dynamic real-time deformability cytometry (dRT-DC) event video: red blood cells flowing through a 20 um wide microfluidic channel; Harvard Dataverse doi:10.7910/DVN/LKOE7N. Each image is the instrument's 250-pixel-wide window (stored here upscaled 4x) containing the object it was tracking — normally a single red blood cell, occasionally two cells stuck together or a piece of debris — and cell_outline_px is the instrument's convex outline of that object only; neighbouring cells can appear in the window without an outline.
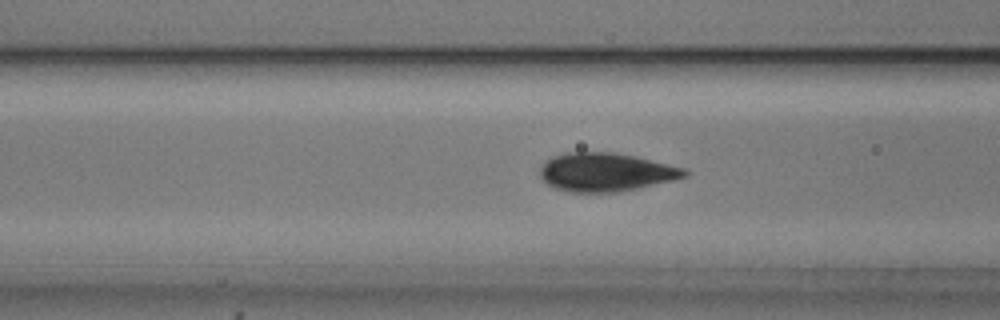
{"species": "common noctule bat (a hibernating species)", "species_latin": "Nyctalus noctula", "temperature_condition": "cold", "stored_images_in_passage": 51, "camera_frame_rate_fps": 3000, "um_per_image_px": 0.085, "animal": {"sex": "male", "body_mass_g": 20.5, "forearm_length_mm": 52.5}, "frame": {"image": 1, "passage_image": 18, "time_ms": 5.667, "image_size_px": [1000, 320], "cell_outline_px": [[692, 172], [688, 176], [672, 180], [636, 188], [616, 192], [572, 192], [556, 188], [548, 184], [540, 176], [540, 168], [552, 156], [568, 152], [612, 152], [632, 156], [688, 168]], "centroid_in_image_um": [51.53, 14.62], "position_along_channel_um": 115.1, "area_um2": 32.19}}
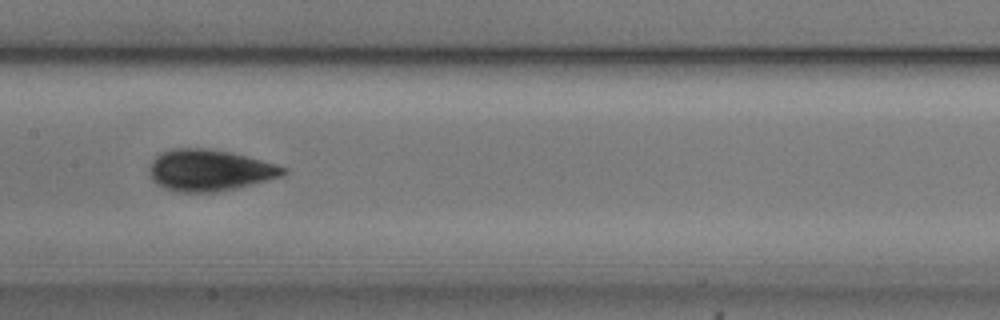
{"frame": {"image": 2, "passage_image": 24, "time_ms": 7.667, "image_size_px": [1000, 320], "cell_outline_px": [[288, 172], [284, 176], [236, 188], [216, 192], [176, 192], [164, 188], [156, 184], [152, 180], [148, 172], [148, 168], [152, 160], [160, 152], [172, 148], [208, 148], [232, 152], [276, 164], [288, 168]], "centroid_in_image_um": [17.8, 14.47], "position_along_channel_um": 189.6, "area_um2": 32.77}}
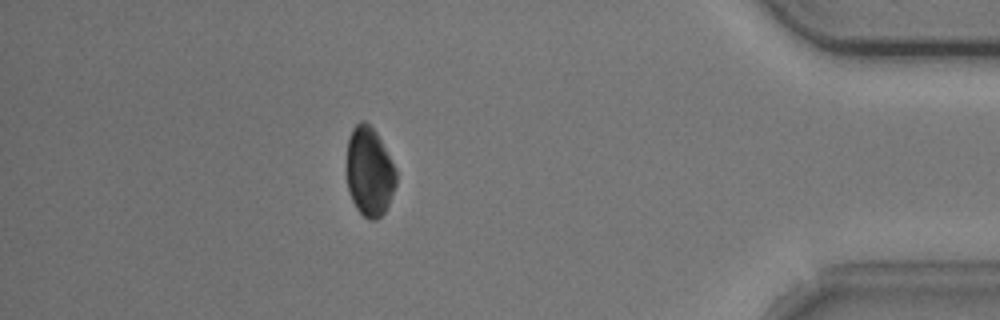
{"frame": {"image": 3, "passage_image": 45, "time_ms": 14.667, "image_size_px": [1000, 320], "cell_outline_px": [[396, 184], [388, 204], [384, 212], [376, 220], [368, 220], [356, 208], [352, 200], [348, 188], [348, 136], [352, 128], [360, 120], [364, 120], [376, 132], [396, 168]], "centroid_in_image_um": [31.41, 14.59], "position_along_channel_um": 403.8, "area_um2": 25.43}, "authors_computed_cell_mechanics": {"area_um2": 29.4202, "velocity_mm_per_s": 3.6989, "shape_relaxation_time_tau1_ms": 2.7579, "shape_relaxation_time_tau2_ms": null, "deformation_change_tau1": 0.1191, "deformation_change_tau2": null}}